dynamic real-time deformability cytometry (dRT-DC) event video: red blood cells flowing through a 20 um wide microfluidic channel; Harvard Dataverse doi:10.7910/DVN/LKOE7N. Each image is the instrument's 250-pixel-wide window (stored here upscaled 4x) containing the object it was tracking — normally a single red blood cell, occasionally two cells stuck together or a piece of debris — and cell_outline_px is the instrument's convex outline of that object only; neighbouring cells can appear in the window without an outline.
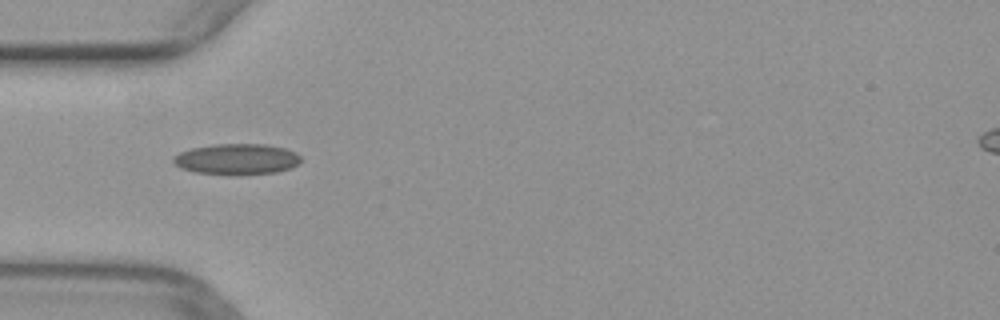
{"species": "common noctule bat (a hibernating species)", "species_latin": "Nyctalus noctula", "temperature_condition": "warm", "stored_images_in_passage": 32, "camera_frame_rate_fps": 3000, "um_per_image_px": 0.085, "animal": {"sex": "female", "body_mass_g": 29.2, "forearm_length_mm": 56.3}, "frame": {"image": 1, "passage_image": 3, "time_ms": 0.667, "image_size_px": [1000, 320], "cell_outline_px": [[300, 160], [296, 164], [288, 168], [276, 172], [236, 176], [228, 176], [196, 172], [180, 168], [172, 160], [180, 152], [192, 148], [216, 144], [268, 144], [284, 148], [296, 152], [300, 156]], "centroid_in_image_um": [20.12, 13.54], "position_along_channel_um": 64.9, "area_um2": 23.06}}
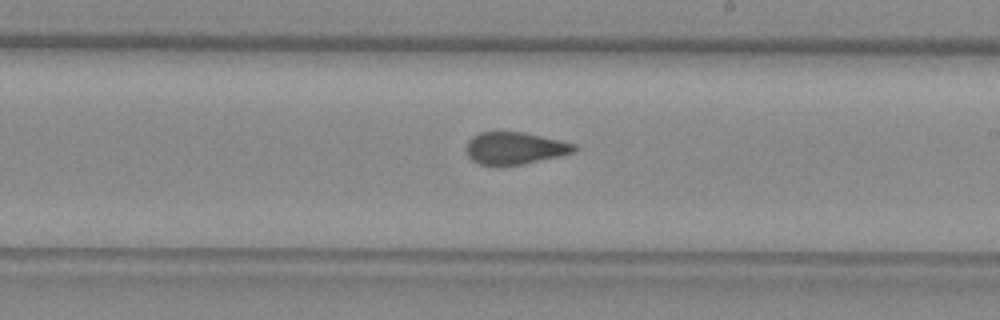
{"frame": {"image": 2, "passage_image": 16, "time_ms": 5.0, "image_size_px": [1000, 320], "cell_outline_px": [[576, 152], [524, 164], [480, 164], [472, 160], [468, 156], [464, 148], [468, 140], [472, 136], [480, 132], [524, 132], [560, 140], [576, 144]], "centroid_in_image_um": [43.75, 12.58], "position_along_channel_um": 245.3, "area_um2": 20.17}}
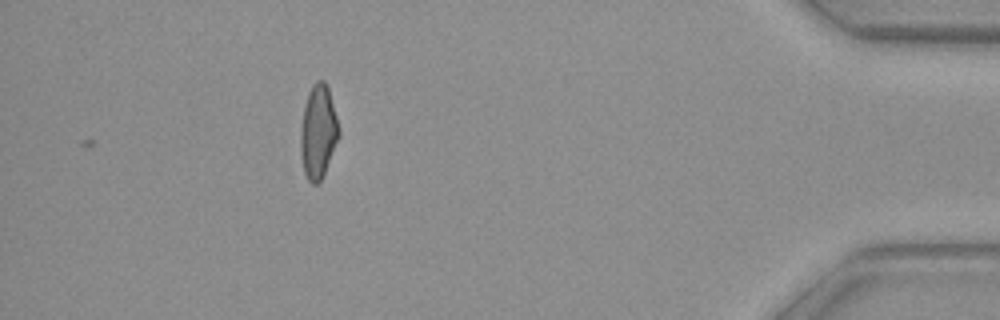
{"frame": {"image": 3, "passage_image": 32, "time_ms": 10.333, "image_size_px": [1000, 320], "cell_outline_px": [[340, 136], [324, 176], [316, 184], [312, 184], [308, 180], [304, 172], [300, 152], [300, 128], [304, 104], [308, 92], [312, 84], [316, 80], [324, 80], [328, 88], [336, 116], [340, 132]], "centroid_in_image_um": [27.04, 11.21], "position_along_channel_um": 408.2, "area_um2": 21.15}}